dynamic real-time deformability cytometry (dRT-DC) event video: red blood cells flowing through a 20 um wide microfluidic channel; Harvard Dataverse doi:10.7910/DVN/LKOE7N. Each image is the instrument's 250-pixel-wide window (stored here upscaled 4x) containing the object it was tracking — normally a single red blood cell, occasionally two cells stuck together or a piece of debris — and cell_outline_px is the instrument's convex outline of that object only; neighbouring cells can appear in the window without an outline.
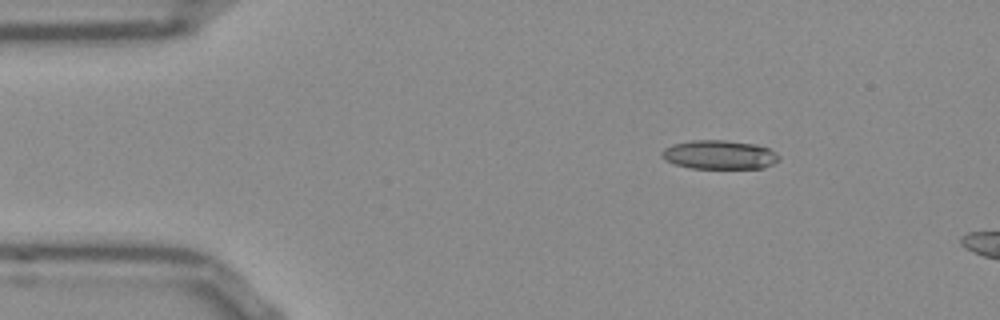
{"species": "Egyptian fruit bat (a non-hibernating species)", "species_latin": "Rousettus aegyptiacus", "temperature_condition": "room temperature", "stored_images_in_passage": 6, "camera_frame_rate_fps": 3000, "um_per_image_px": 0.085, "frame": {"image": 1, "passage_image": 1, "time_ms": 0.0, "image_size_px": [1000, 320], "cell_outline_px": [[780, 160], [764, 168], [692, 168], [676, 164], [664, 160], [660, 156], [660, 152], [664, 148], [672, 144], [692, 140], [728, 140], [756, 144], [768, 148], [776, 152], [780, 156]], "centroid_in_image_um": [61.14, 13.14], "position_along_channel_um": 23.9, "area_um2": 19.94}}